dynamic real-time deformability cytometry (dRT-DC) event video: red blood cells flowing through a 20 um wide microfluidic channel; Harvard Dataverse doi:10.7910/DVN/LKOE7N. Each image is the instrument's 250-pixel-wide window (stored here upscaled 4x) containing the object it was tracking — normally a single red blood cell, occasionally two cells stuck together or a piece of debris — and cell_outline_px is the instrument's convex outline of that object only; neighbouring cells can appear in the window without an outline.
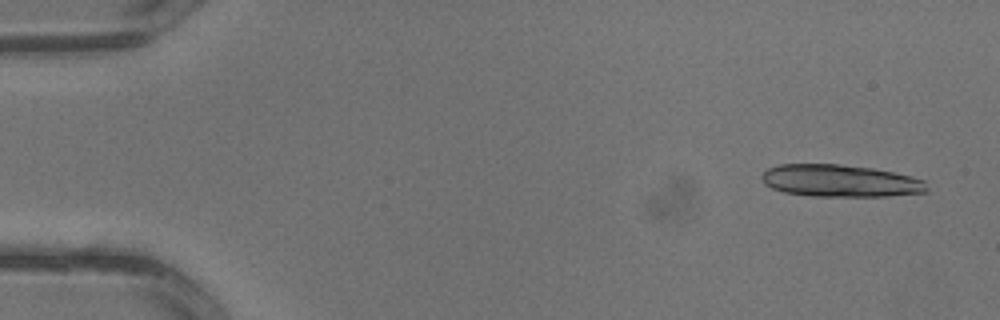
{"species": "common noctule bat (a hibernating species)", "species_latin": "Nyctalus noctula", "temperature_condition": "warm", "stored_images_in_passage": 2, "camera_frame_rate_fps": 3000, "um_per_image_px": 0.085, "animal": {"sex": "male", "body_mass_g": 13.3}, "frame": {"image": 1, "passage_image": 1, "time_ms": 0.0, "image_size_px": [1000, 320], "cell_outline_px": [[928, 192], [888, 196], [812, 196], [784, 192], [772, 188], [764, 184], [760, 176], [768, 168], [776, 164], [840, 164], [872, 168], [912, 176], [924, 180], [928, 188]], "centroid_in_image_um": [71.41, 15.37], "position_along_channel_um": 13.6, "area_um2": 31.15}}